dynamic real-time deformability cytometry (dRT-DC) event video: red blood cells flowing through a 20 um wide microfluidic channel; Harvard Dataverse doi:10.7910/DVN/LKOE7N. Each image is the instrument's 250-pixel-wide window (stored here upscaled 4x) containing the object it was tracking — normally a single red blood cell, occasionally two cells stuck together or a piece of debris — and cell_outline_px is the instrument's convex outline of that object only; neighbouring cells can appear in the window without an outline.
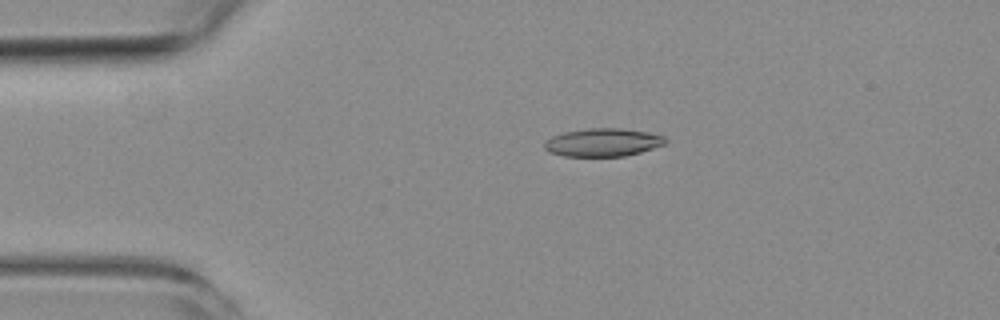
{"species": "common noctule bat (a hibernating species)", "species_latin": "Nyctalus noctula", "temperature_condition": "room temperature", "stored_images_in_passage": 2, "camera_frame_rate_fps": 3000, "um_per_image_px": 0.085, "animal": {"sex": "female", "body_mass_g": 19.3, "forearm_length_mm": 54.1}, "frame": {"image": 1, "passage_image": 1, "time_ms": 0.0, "image_size_px": [1000, 320], "cell_outline_px": [[668, 140], [664, 144], [640, 152], [624, 156], [564, 156], [548, 152], [544, 148], [544, 140], [552, 136], [564, 132], [588, 128], [620, 128], [648, 132], [664, 136]], "centroid_in_image_um": [51.21, 12.1], "position_along_channel_um": 33.8, "area_um2": 19.83}}